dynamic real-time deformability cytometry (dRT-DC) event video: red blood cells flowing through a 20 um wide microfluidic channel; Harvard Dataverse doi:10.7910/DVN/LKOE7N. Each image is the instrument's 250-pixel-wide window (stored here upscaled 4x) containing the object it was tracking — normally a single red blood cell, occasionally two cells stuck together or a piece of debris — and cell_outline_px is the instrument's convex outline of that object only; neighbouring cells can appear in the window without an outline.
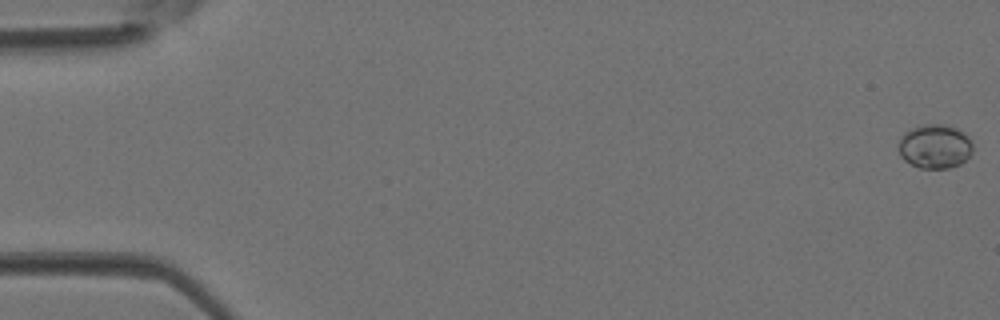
{"species": "Egyptian fruit bat (a non-hibernating species)", "species_latin": "Rousettus aegyptiacus", "temperature_condition": "room temperature", "stored_images_in_passage": 43, "camera_frame_rate_fps": 3000, "um_per_image_px": 0.085, "animal": {"sex": "female"}, "frame": {"image": 1, "passage_image": 1, "time_ms": 0.0, "image_size_px": [1000, 320], "cell_outline_px": [[972, 152], [960, 164], [948, 168], [920, 168], [904, 160], [900, 156], [896, 148], [904, 132], [912, 128], [924, 124], [948, 124], [964, 132], [972, 140]], "centroid_in_image_um": [79.45, 12.43], "position_along_channel_um": 5.5, "area_um2": 19.31}}
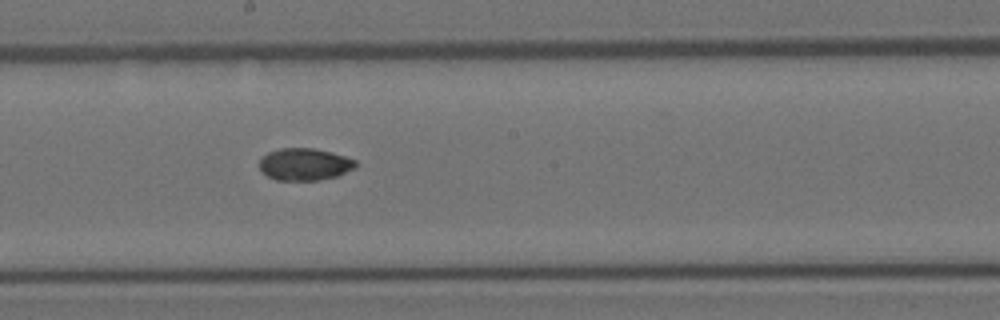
{"frame": {"image": 2, "passage_image": 24, "time_ms": 7.667, "image_size_px": [1000, 320], "cell_outline_px": [[356, 168], [336, 176], [320, 180], [276, 180], [268, 176], [260, 168], [260, 156], [268, 152], [280, 148], [312, 148], [332, 152], [356, 160]], "centroid_in_image_um": [25.89, 13.96], "position_along_channel_um": 222.3, "area_um2": 18.03}}
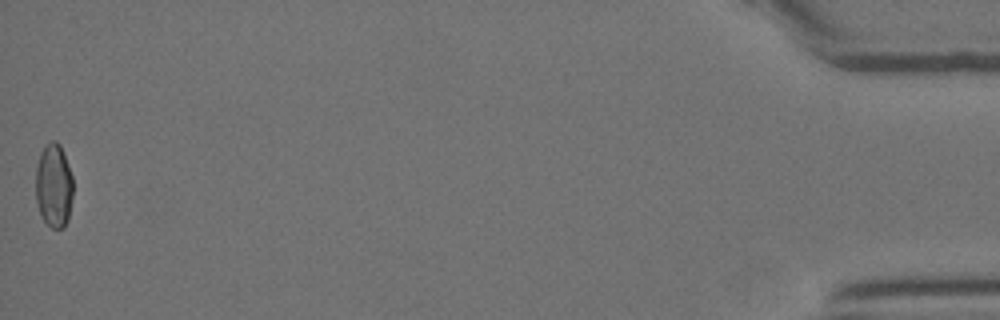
{"frame": {"image": 3, "passage_image": 43, "time_ms": 14.0, "image_size_px": [1000, 320], "cell_outline_px": [[72, 196], [68, 220], [64, 228], [52, 228], [40, 216], [36, 200], [36, 168], [40, 152], [44, 144], [52, 140], [56, 140], [60, 144], [72, 176]], "centroid_in_image_um": [4.56, 15.77], "position_along_channel_um": 430.6, "area_um2": 18.38}}